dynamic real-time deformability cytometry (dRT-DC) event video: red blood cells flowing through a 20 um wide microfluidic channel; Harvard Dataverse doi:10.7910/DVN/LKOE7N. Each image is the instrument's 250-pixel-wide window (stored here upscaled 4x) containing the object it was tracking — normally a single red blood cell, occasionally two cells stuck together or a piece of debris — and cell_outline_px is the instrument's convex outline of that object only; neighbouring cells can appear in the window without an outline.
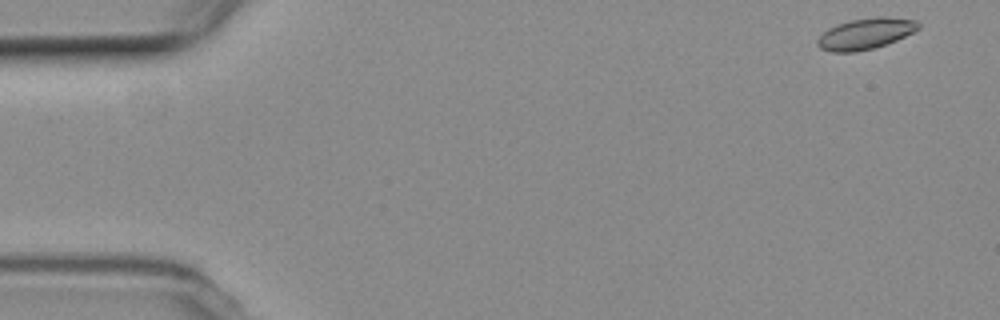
{"species": "common noctule bat (a hibernating species)", "species_latin": "Nyctalus noctula", "temperature_condition": "room temperature", "stored_images_in_passage": 53, "camera_frame_rate_fps": 3000, "um_per_image_px": 0.085, "animal": {"sex": "female", "body_mass_g": 19.3, "forearm_length_mm": 54.1}, "frame": {"image": 1, "passage_image": 1, "time_ms": 0.0, "image_size_px": [1000, 320], "cell_outline_px": [[920, 28], [896, 40], [872, 48], [856, 52], [832, 52], [820, 48], [816, 44], [816, 40], [828, 28], [836, 24], [852, 20], [876, 16], [888, 16], [916, 20], [920, 24]], "centroid_in_image_um": [73.56, 2.85], "position_along_channel_um": 11.4, "area_um2": 18.21}}
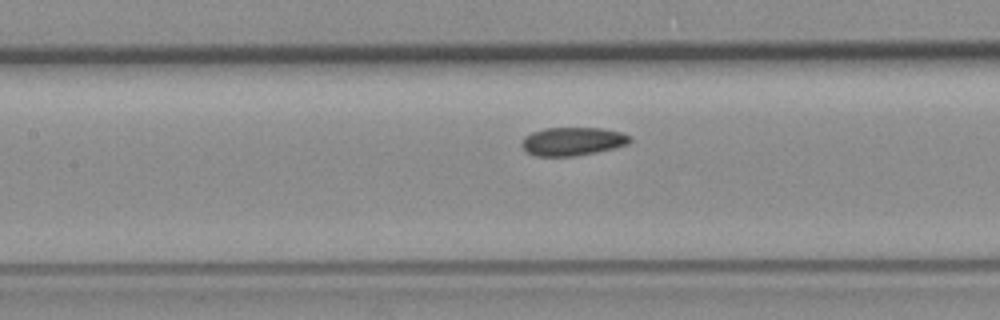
{"frame": {"image": 2, "passage_image": 23, "time_ms": 7.333, "image_size_px": [1000, 320], "cell_outline_px": [[632, 140], [628, 144], [596, 152], [576, 156], [536, 156], [528, 152], [524, 148], [524, 136], [532, 132], [544, 128], [604, 128], [620, 132], [632, 136]], "centroid_in_image_um": [48.71, 12.01], "position_along_channel_um": 158.7, "area_um2": 17.74}}
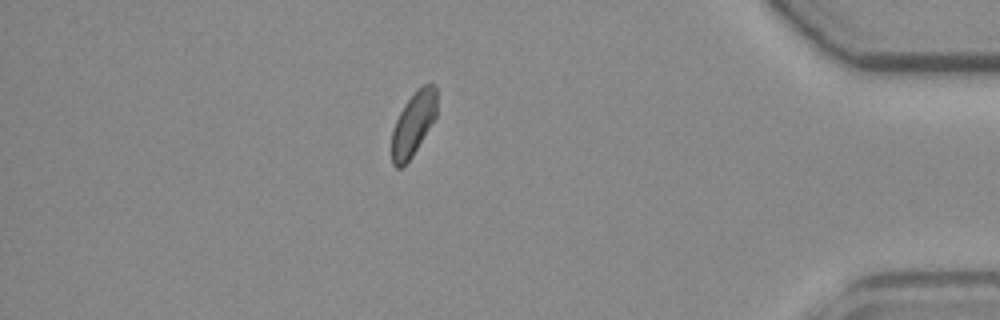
{"frame": {"image": 3, "passage_image": 46, "time_ms": 15.0, "image_size_px": [1000, 320], "cell_outline_px": [[436, 116], [412, 156], [400, 168], [396, 168], [392, 164], [392, 132], [396, 120], [404, 104], [424, 84], [432, 80], [436, 84]], "centroid_in_image_um": [35.14, 10.5], "position_along_channel_um": 400.1, "area_um2": 16.47}, "authors_computed_cell_mechanics": {"area_um2": 17.918, "velocity_mm_per_s": 3.7147, "shape_relaxation_time_tau1_ms": 10.1246, "shape_relaxation_time_tau2_ms": 2.8211, "deformation_change_tau1": 0.0964, "deformation_change_tau2": 0.0768}}